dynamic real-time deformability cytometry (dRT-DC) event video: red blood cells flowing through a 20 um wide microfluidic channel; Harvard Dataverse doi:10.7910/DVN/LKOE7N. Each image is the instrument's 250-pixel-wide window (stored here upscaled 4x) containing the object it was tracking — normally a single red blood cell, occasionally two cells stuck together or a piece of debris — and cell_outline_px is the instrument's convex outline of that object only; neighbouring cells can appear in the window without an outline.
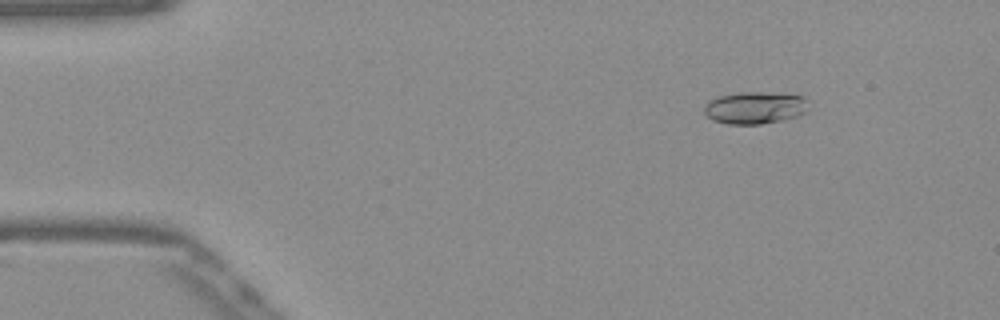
{"species": "Egyptian fruit bat (a non-hibernating species)", "species_latin": "Rousettus aegyptiacus", "temperature_condition": "warm", "stored_images_in_passage": 14, "camera_frame_rate_fps": 3000, "um_per_image_px": 0.085, "frame": {"image": 1, "passage_image": 7, "time_ms": 2.0, "image_size_px": [1000, 320], "cell_outline_px": [[808, 112], [784, 120], [760, 124], [728, 124], [712, 120], [704, 112], [704, 104], [708, 100], [716, 96], [740, 92], [768, 92], [804, 96], [808, 100]], "centroid_in_image_um": [64.17, 9.15], "position_along_channel_um": 20.8, "area_um2": 19.94}}